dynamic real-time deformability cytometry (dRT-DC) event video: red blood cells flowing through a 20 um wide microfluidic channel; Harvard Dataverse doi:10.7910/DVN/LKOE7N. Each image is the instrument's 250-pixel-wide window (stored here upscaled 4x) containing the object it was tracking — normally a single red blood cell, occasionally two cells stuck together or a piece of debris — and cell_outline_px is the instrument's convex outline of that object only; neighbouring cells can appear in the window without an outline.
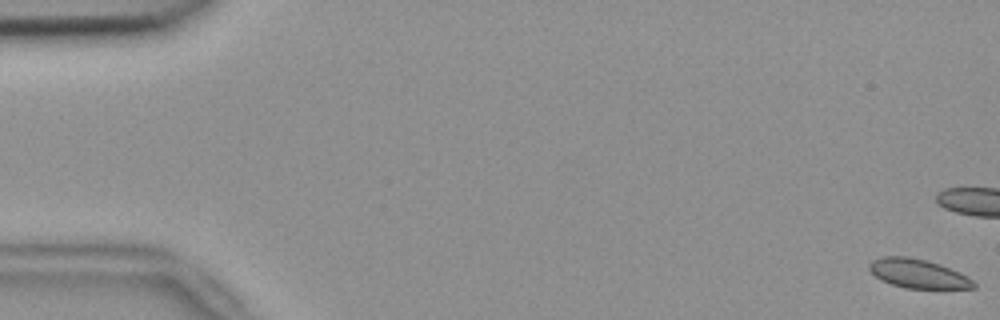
{"species": "common noctule bat (a hibernating species)", "species_latin": "Nyctalus noctula", "temperature_condition": "room temperature", "stored_images_in_passage": 9, "camera_frame_rate_fps": 3000, "um_per_image_px": 0.085, "animal": {"sex": "female", "body_mass_g": 18.4}, "frame": {"image": 1, "passage_image": 1, "time_ms": 0.0, "image_size_px": [1000, 320], "cell_outline_px": [[976, 288], [904, 288], [880, 280], [868, 268], [868, 264], [872, 260], [880, 256], [908, 256], [928, 260], [940, 264], [960, 272], [968, 276], [976, 284]], "centroid_in_image_um": [78.02, 23.24], "position_along_channel_um": 7.0, "area_um2": 17.8}}